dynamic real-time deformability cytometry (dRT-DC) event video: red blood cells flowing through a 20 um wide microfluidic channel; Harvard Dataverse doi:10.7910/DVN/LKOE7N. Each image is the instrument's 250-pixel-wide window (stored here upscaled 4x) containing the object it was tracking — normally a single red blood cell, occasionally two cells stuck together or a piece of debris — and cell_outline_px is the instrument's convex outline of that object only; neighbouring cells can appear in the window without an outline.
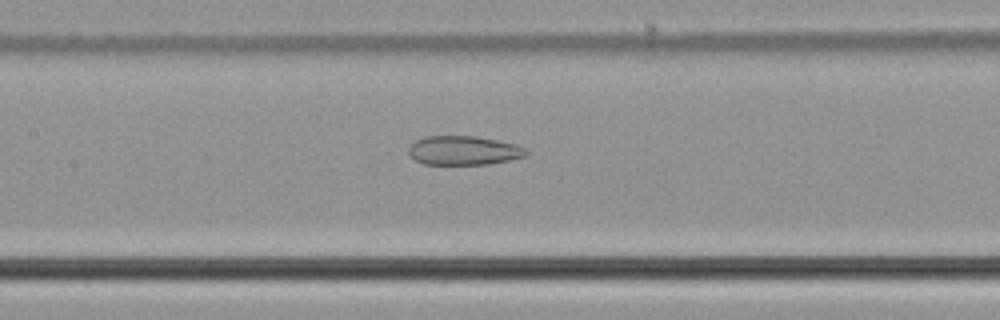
{"species": "common noctule bat (a hibernating species)", "species_latin": "Nyctalus noctula", "temperature_condition": "cold", "stored_images_in_passage": 52, "camera_frame_rate_fps": 3000, "um_per_image_px": 0.085, "animal": {"sex": "male", "body_mass_g": 21.5, "forearm_length_mm": 52.0}, "frame": {"image": 1, "passage_image": 26, "time_ms": 8.333, "image_size_px": [1000, 320], "cell_outline_px": [[528, 152], [524, 156], [508, 160], [488, 164], [424, 164], [416, 160], [408, 152], [408, 148], [416, 140], [424, 136], [476, 136], [516, 144], [528, 148]], "centroid_in_image_um": [39.42, 12.78], "position_along_channel_um": 168.0, "area_um2": 19.83}}
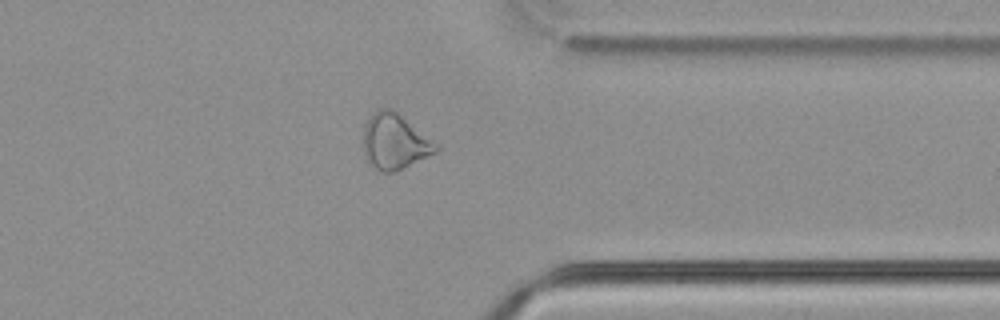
{"frame": {"image": 2, "passage_image": 43, "time_ms": 14.0, "image_size_px": [1000, 320], "cell_outline_px": [[440, 148], [436, 152], [392, 172], [380, 172], [364, 156], [364, 124], [372, 112], [380, 108], [388, 108], [396, 112], [440, 144]], "centroid_in_image_um": [33.55, 12.01], "position_along_channel_um": 377.8, "area_um2": 23.24}}
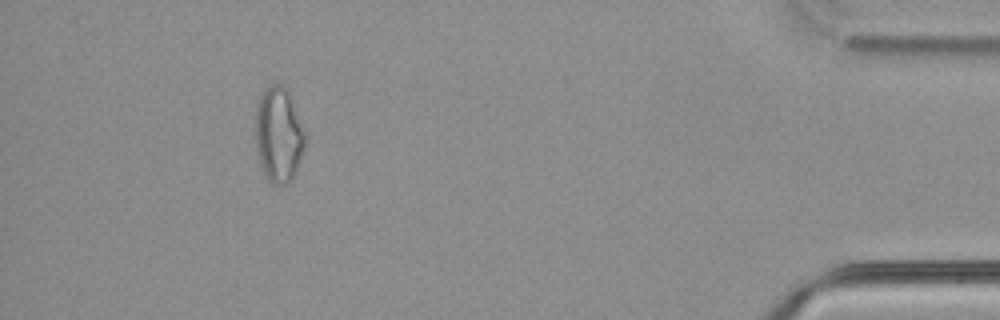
{"frame": {"image": 3, "passage_image": 50, "time_ms": 16.333, "image_size_px": [1000, 320], "cell_outline_px": [[308, 140], [292, 180], [284, 184], [272, 184], [268, 180], [260, 164], [256, 144], [256, 108], [260, 96], [264, 88], [272, 84], [280, 84], [288, 92], [308, 132]], "centroid_in_image_um": [23.73, 11.45], "position_along_channel_um": 411.5, "area_um2": 27.92}}